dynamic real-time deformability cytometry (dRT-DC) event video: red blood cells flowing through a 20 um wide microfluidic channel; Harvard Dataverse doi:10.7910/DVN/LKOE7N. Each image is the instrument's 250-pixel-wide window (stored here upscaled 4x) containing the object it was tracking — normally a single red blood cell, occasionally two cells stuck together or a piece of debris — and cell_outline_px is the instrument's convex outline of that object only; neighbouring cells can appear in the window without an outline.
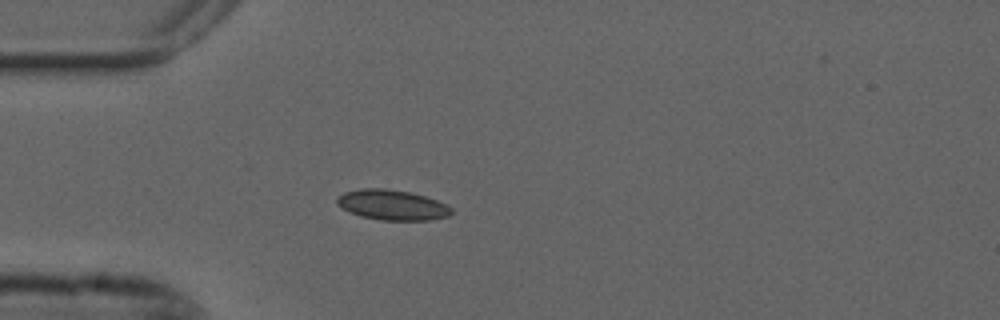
{"species": "common noctule bat (a hibernating species)", "species_latin": "Nyctalus noctula", "temperature_condition": "cold", "stored_images_in_passage": 41, "camera_frame_rate_fps": 3000, "um_per_image_px": 0.085, "animal": {"sex": "male", "forearm_length_mm": 52.5}, "frame": {"image": 1, "passage_image": 1, "time_ms": 0.0, "image_size_px": [1000, 320], "cell_outline_px": [[452, 212], [448, 216], [432, 220], [380, 220], [360, 216], [336, 204], [336, 196], [344, 192], [360, 188], [384, 188], [412, 192], [448, 204], [452, 208]], "centroid_in_image_um": [33.34, 17.41], "position_along_channel_um": 51.7, "area_um2": 20.29}}
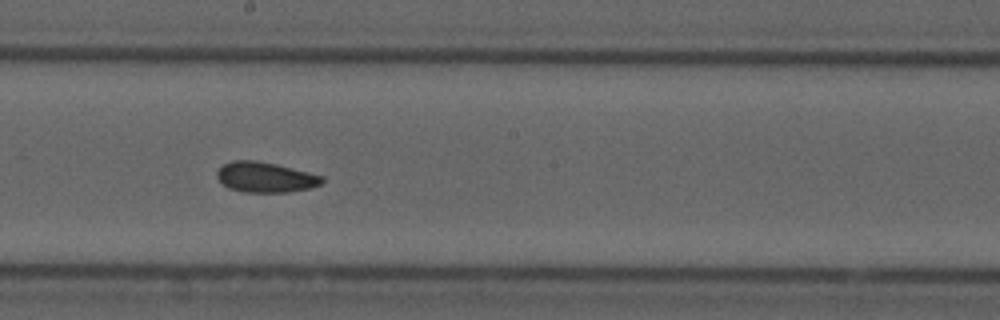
{"frame": {"image": 2, "passage_image": 16, "time_ms": 5.0, "image_size_px": [1000, 320], "cell_outline_px": [[324, 180], [320, 184], [312, 188], [288, 192], [244, 192], [228, 188], [216, 176], [216, 172], [224, 164], [232, 160], [256, 160], [276, 164], [324, 176]], "centroid_in_image_um": [22.57, 15.06], "position_along_channel_um": 225.6, "area_um2": 18.55}}
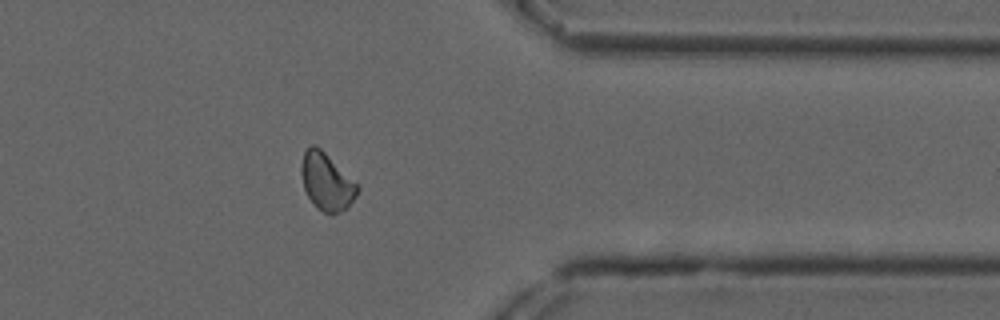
{"frame": {"image": 3, "passage_image": 30, "time_ms": 9.667, "image_size_px": [1000, 320], "cell_outline_px": [[360, 188], [356, 196], [348, 208], [332, 216], [316, 208], [312, 204], [304, 188], [300, 172], [300, 168], [304, 152], [312, 144], [316, 144]], "centroid_in_image_um": [27.74, 15.49], "position_along_channel_um": 383.7, "area_um2": 18.61}, "authors_computed_cell_mechanics": {"area_um2": 18.4382, "velocity_mm_per_s": 3.6732, "shape_relaxation_time_tau1_ms": null, "shape_relaxation_time_tau2_ms": 2.5502, "deformation_change_tau1": null, "deformation_change_tau2": 0.0576}}